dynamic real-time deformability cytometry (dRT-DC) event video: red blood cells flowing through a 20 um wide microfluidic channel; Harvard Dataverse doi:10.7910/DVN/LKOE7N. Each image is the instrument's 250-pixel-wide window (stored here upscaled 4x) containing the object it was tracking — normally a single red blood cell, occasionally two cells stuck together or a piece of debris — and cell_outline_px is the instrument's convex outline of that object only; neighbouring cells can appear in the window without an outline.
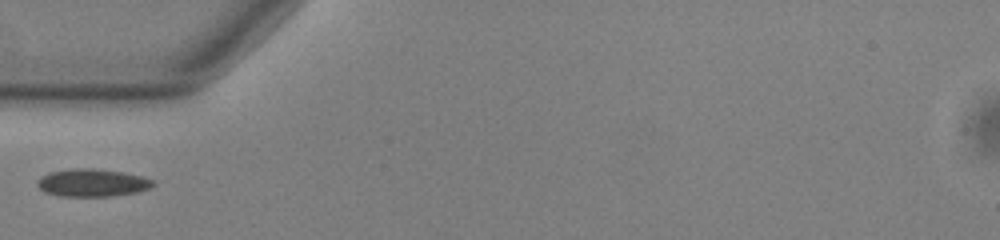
{"species": "common noctule bat (a hibernating species)", "species_latin": "Nyctalus noctula", "temperature_condition": "warm", "stored_images_in_passage": 37, "camera_frame_rate_fps": 3000, "um_per_image_px": 0.085, "animal": {"sex": "male", "body_mass_g": 13.0, "forearm_length_mm": 53.1}, "frame": {"image": 1, "passage_image": 1, "time_ms": 0.0, "image_size_px": [1000, 240], "cell_outline_px": [[156, 184], [152, 188], [136, 192], [112, 196], [60, 196], [44, 192], [36, 184], [36, 180], [40, 176], [48, 172], [72, 168], [96, 168], [124, 172], [140, 176], [152, 180]], "centroid_in_image_um": [7.82, 15.52], "position_along_channel_um": 77.2, "area_um2": 18.9}}
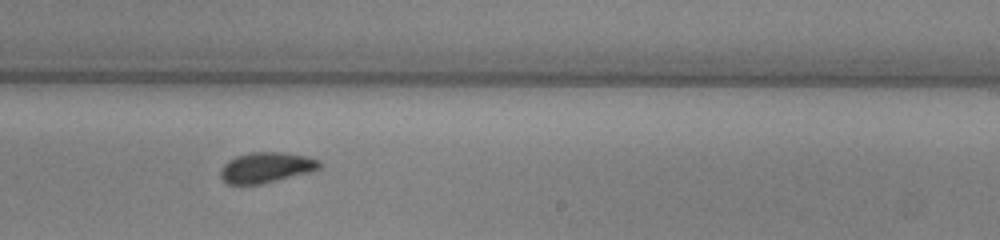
{"frame": {"image": 2, "passage_image": 16, "time_ms": 5.0, "image_size_px": [1000, 240], "cell_outline_px": [[320, 168], [312, 172], [260, 184], [228, 184], [220, 176], [220, 168], [228, 160], [236, 156], [248, 152], [280, 152], [304, 156], [320, 160]], "centroid_in_image_um": [22.61, 14.23], "position_along_channel_um": 266.4, "area_um2": 17.57}}
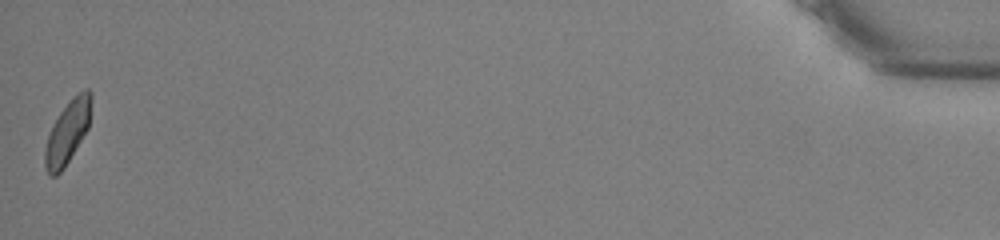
{"frame": {"image": 3, "passage_image": 37, "time_ms": 12.0, "image_size_px": [1000, 240], "cell_outline_px": [[92, 100], [88, 128], [64, 168], [56, 176], [48, 176], [44, 164], [44, 148], [52, 124], [60, 112], [72, 96], [84, 88], [88, 88], [92, 92]], "centroid_in_image_um": [5.73, 11.2], "position_along_channel_um": 429.5, "area_um2": 17.17}}